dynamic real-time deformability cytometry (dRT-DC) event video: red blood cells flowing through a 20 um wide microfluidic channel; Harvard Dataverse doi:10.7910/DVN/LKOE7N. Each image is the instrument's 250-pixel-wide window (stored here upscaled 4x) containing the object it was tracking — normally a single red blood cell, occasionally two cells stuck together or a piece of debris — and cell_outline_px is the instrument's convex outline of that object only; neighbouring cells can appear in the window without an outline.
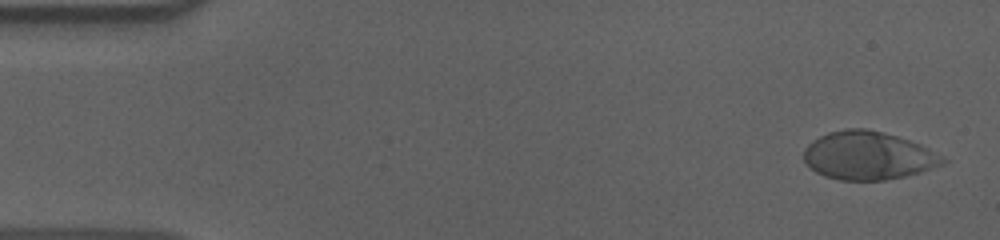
{"species": "human", "species_latin": "Homo sapiens", "temperature_condition": "cold", "stored_images_in_passage": 56, "camera_frame_rate_fps": 3000, "um_per_image_px": 0.085, "donor": {"sex": "male"}, "frame": {"image": 1, "passage_image": 2, "time_ms": 0.333, "image_size_px": [1000, 240], "cell_outline_px": [[948, 160], [944, 164], [920, 172], [904, 176], [884, 180], [840, 180], [824, 176], [816, 172], [804, 160], [804, 148], [808, 144], [820, 136], [828, 132], [848, 128], [864, 128], [884, 132], [920, 144], [928, 148]], "centroid_in_image_um": [73.79, 13.22], "position_along_channel_um": 11.2, "area_um2": 38.84}}
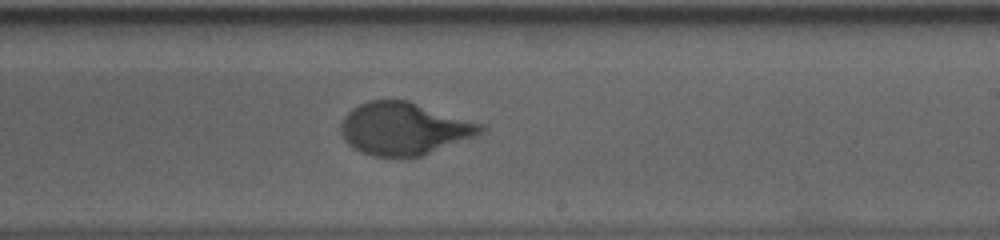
{"frame": {"image": 2, "passage_image": 33, "time_ms": 10.667, "image_size_px": [1000, 240], "cell_outline_px": [[488, 128], [480, 136], [424, 156], [372, 156], [360, 152], [352, 148], [344, 140], [340, 132], [340, 124], [344, 116], [352, 108], [368, 100], [408, 100], [484, 124]], "centroid_in_image_um": [34.4, 10.94], "position_along_channel_um": 254.6, "area_um2": 43.58}}
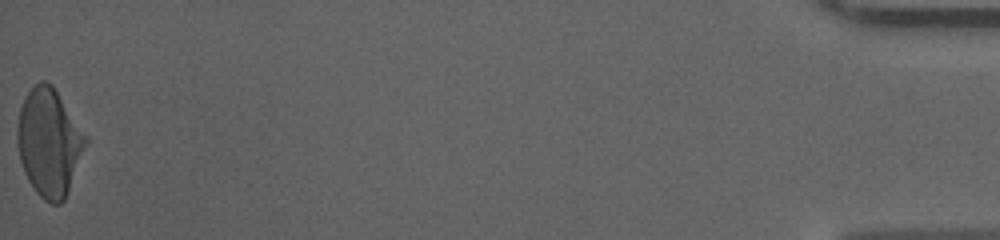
{"frame": {"image": 3, "passage_image": 56, "time_ms": 18.333, "image_size_px": [1000, 240], "cell_outline_px": [[88, 140], [64, 200], [60, 204], [52, 204], [44, 200], [36, 192], [28, 180], [24, 172], [20, 160], [16, 136], [16, 132], [20, 108], [28, 92], [40, 80], [44, 80], [52, 84], [88, 136]], "centroid_in_image_um": [4.17, 12.09], "position_along_channel_um": 431.0, "area_um2": 42.66}, "authors_computed_cell_mechanics": {"area_um2": 41.9628, "velocity_mm_per_s": 3.5937, "shape_relaxation_time_tau1_ms": 4.095, "shape_relaxation_time_tau2_ms": null, "deformation_change_tau1": 0.1726, "deformation_change_tau2": null}}